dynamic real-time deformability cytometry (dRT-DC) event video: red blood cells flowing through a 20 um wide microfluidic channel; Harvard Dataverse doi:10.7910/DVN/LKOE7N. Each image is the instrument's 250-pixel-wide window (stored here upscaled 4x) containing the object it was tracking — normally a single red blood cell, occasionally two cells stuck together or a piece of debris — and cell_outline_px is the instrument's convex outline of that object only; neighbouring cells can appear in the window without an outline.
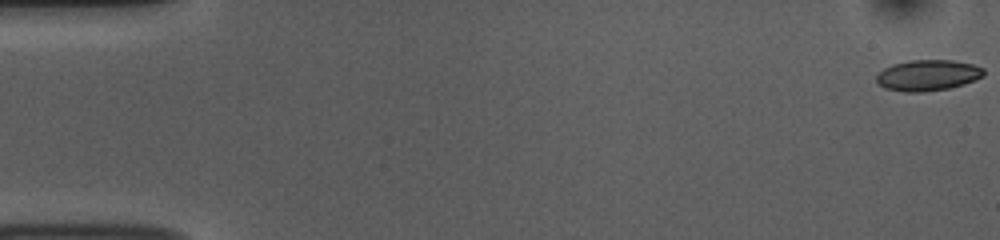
{"species": "common noctule bat (a hibernating species)", "species_latin": "Nyctalus noctula", "temperature_condition": "room temperature", "stored_images_in_passage": 17, "camera_frame_rate_fps": 3000, "um_per_image_px": 0.085, "animal": {"sex": "female", "body_mass_g": 10.0, "forearm_length_mm": 53.1}, "frame": {"image": 1, "passage_image": 1, "time_ms": 0.0, "image_size_px": [1000, 240], "cell_outline_px": [[984, 76], [976, 80], [964, 84], [948, 88], [924, 92], [904, 92], [884, 88], [876, 80], [876, 76], [884, 68], [892, 64], [912, 60], [952, 60], [972, 64], [984, 68]], "centroid_in_image_um": [78.88, 6.4], "position_along_channel_um": 6.1, "area_um2": 19.36}}
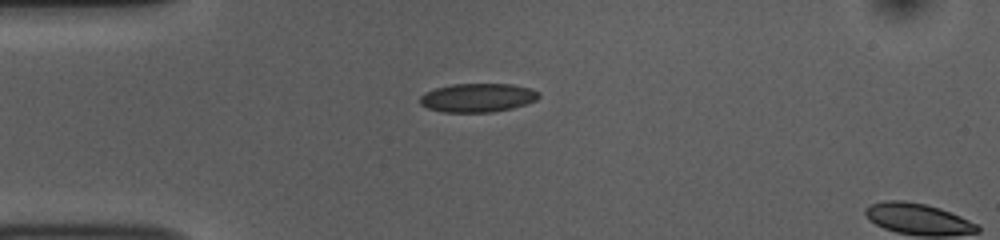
{"frame": {"image": 2, "passage_image": 14, "time_ms": 4.333, "image_size_px": [1000, 240], "cell_outline_px": [[540, 96], [536, 100], [528, 104], [512, 108], [492, 112], [444, 112], [428, 108], [420, 104], [420, 96], [424, 92], [436, 88], [452, 84], [512, 84], [528, 88], [536, 92]], "centroid_in_image_um": [40.58, 8.31], "position_along_channel_um": 44.4, "area_um2": 19.83}}